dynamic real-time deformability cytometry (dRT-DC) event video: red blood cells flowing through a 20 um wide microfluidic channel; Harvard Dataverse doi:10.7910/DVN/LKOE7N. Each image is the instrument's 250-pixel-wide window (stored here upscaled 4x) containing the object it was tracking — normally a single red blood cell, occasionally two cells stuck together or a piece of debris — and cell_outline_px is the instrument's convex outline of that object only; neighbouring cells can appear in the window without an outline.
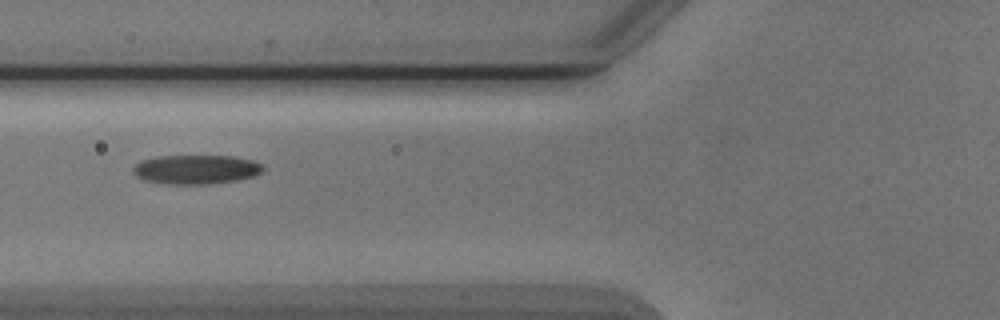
{"species": "Egyptian fruit bat (a non-hibernating species)", "species_latin": "Rousettus aegyptiacus", "temperature_condition": "cold", "stored_images_in_passage": 2, "camera_frame_rate_fps": 3000, "um_per_image_px": 0.085, "animal": {"sex": "male"}, "frame": {"image": 1, "passage_image": 2, "time_ms": 1.0, "image_size_px": [1000, 320], "cell_outline_px": [[264, 168], [260, 172], [252, 176], [236, 180], [208, 184], [168, 184], [144, 180], [136, 176], [132, 172], [132, 168], [140, 160], [156, 156], [232, 156], [252, 160], [260, 164]], "centroid_in_image_um": [16.6, 14.4], "position_along_channel_um": 109.2, "area_um2": 22.02}}